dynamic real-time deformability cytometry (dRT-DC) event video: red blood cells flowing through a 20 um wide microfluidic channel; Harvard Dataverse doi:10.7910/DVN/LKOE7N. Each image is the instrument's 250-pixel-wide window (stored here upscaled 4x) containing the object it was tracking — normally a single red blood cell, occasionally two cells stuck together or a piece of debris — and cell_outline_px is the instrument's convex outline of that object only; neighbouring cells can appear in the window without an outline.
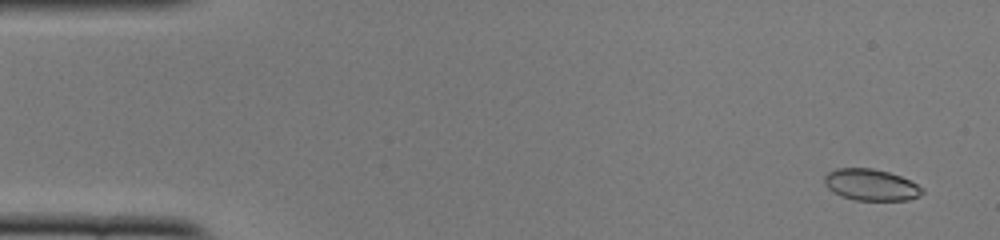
{"species": "common noctule bat (a hibernating species)", "species_latin": "Nyctalus noctula", "temperature_condition": "cold", "stored_images_in_passage": 48, "camera_frame_rate_fps": 3000, "um_per_image_px": 0.085, "animal": {"sex": "female", "body_mass_g": 22.0, "forearm_length_mm": 56.7}, "frame": {"image": 1, "passage_image": 3, "time_ms": 0.667, "image_size_px": [1000, 240], "cell_outline_px": [[924, 192], [920, 196], [908, 200], [856, 200], [840, 196], [828, 188], [824, 184], [824, 176], [828, 172], [836, 168], [872, 168], [888, 172], [900, 176], [924, 188]], "centroid_in_image_um": [74.02, 15.71], "position_along_channel_um": 11.0, "area_um2": 17.98}}
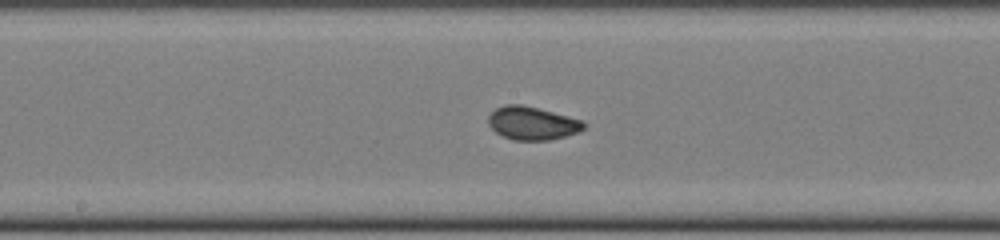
{"frame": {"image": 2, "passage_image": 27, "time_ms": 8.667, "image_size_px": [1000, 240], "cell_outline_px": [[584, 128], [580, 132], [548, 140], [512, 140], [496, 132], [488, 124], [488, 116], [496, 108], [504, 104], [520, 104], [552, 112], [580, 120], [584, 124]], "centroid_in_image_um": [45.2, 10.48], "position_along_channel_um": 203.0, "area_um2": 18.15}}
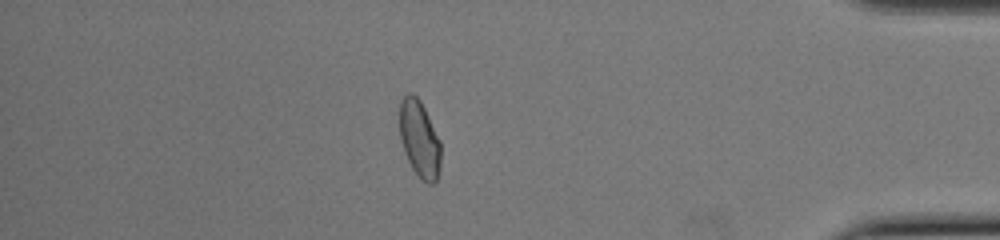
{"frame": {"image": 3, "passage_image": 45, "time_ms": 14.667, "image_size_px": [1000, 240], "cell_outline_px": [[440, 172], [436, 180], [432, 184], [428, 184], [412, 168], [404, 152], [400, 140], [400, 100], [408, 92], [412, 92], [420, 100], [440, 140]], "centroid_in_image_um": [35.65, 11.79], "position_along_channel_um": 399.6, "area_um2": 18.38}, "authors_computed_cell_mechanics": {"area_um2": 18.2648, "velocity_mm_per_s": 3.9131, "shape_relaxation_time_tau1_ms": 10.6227, "shape_relaxation_time_tau2_ms": null, "deformation_change_tau1": 0.1521, "deformation_change_tau2": null}}